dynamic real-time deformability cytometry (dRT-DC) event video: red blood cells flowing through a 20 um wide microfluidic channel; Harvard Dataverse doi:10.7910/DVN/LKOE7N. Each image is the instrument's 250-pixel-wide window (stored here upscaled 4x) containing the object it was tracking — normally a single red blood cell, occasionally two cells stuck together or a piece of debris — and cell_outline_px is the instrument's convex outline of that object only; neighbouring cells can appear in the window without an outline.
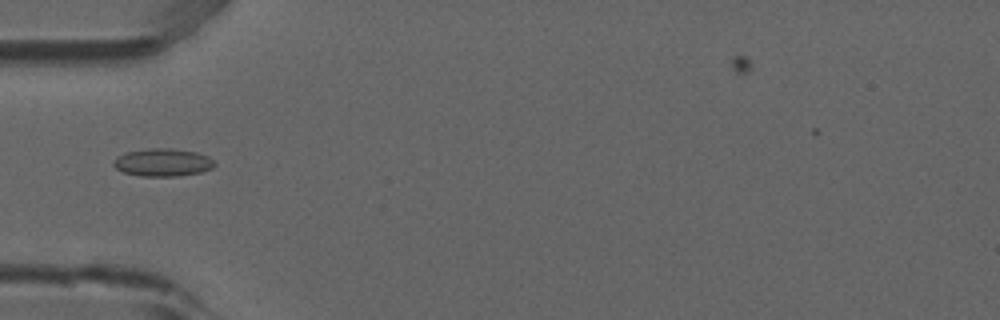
{"species": "common noctule bat (a hibernating species)", "species_latin": "Nyctalus noctula", "temperature_condition": "room temperature", "stored_images_in_passage": 2, "camera_frame_rate_fps": 3000, "um_per_image_px": 0.085, "animal": {"sex": "male", "forearm_length_mm": 52.5}, "frame": {"image": 1, "passage_image": 2, "time_ms": 0.333, "image_size_px": [1000, 320], "cell_outline_px": [[216, 164], [212, 168], [200, 172], [176, 176], [140, 176], [124, 172], [116, 168], [112, 164], [116, 156], [124, 152], [148, 148], [172, 148], [196, 152], [208, 156]], "centroid_in_image_um": [13.8, 13.79], "position_along_channel_um": 71.2, "area_um2": 16.42}}